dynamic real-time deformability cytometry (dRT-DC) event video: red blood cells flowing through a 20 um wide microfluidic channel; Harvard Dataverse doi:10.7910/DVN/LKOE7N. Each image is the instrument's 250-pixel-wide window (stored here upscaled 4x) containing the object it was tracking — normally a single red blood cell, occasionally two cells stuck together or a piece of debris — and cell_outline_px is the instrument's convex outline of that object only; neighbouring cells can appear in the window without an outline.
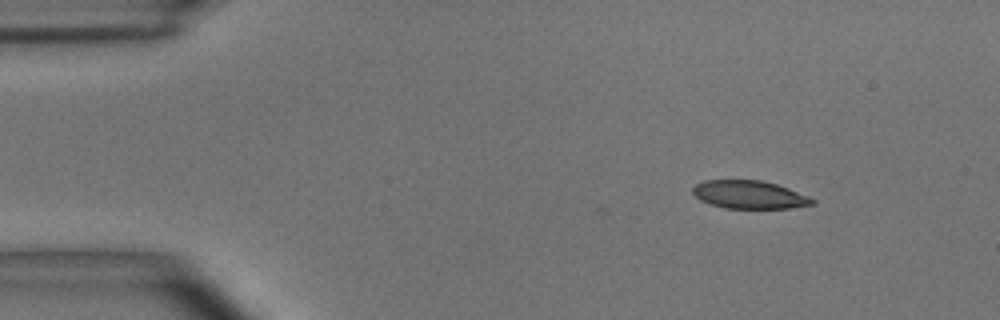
{"species": "common noctule bat (a hibernating species)", "species_latin": "Nyctalus noctula", "temperature_condition": "room temperature", "stored_images_in_passage": 7, "camera_frame_rate_fps": 3000, "um_per_image_px": 0.085, "animal": {"sex": "male", "body_mass_g": 15.6}, "frame": {"image": 1, "passage_image": 7, "time_ms": 2.0, "image_size_px": [1000, 320], "cell_outline_px": [[816, 200], [812, 204], [788, 208], [724, 208], [700, 200], [692, 192], [692, 188], [696, 184], [704, 180], [760, 180], [776, 184], [788, 188], [808, 196]], "centroid_in_image_um": [63.67, 16.54], "position_along_channel_um": 21.3, "area_um2": 19.36}}